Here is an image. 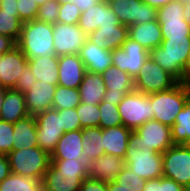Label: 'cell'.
Instances as JSON below:
<instances>
[{
	"mask_svg": "<svg viewBox=\"0 0 190 191\" xmlns=\"http://www.w3.org/2000/svg\"><path fill=\"white\" fill-rule=\"evenodd\" d=\"M42 187V181L10 173L0 183V191H39Z\"/></svg>",
	"mask_w": 190,
	"mask_h": 191,
	"instance_id": "d6a6232c",
	"label": "cell"
},
{
	"mask_svg": "<svg viewBox=\"0 0 190 191\" xmlns=\"http://www.w3.org/2000/svg\"><path fill=\"white\" fill-rule=\"evenodd\" d=\"M79 58L83 61L86 71L102 74L112 65V51L100 48L89 39L80 49Z\"/></svg>",
	"mask_w": 190,
	"mask_h": 191,
	"instance_id": "7402d4cb",
	"label": "cell"
},
{
	"mask_svg": "<svg viewBox=\"0 0 190 191\" xmlns=\"http://www.w3.org/2000/svg\"><path fill=\"white\" fill-rule=\"evenodd\" d=\"M59 4H65L66 2L73 3L75 0H57Z\"/></svg>",
	"mask_w": 190,
	"mask_h": 191,
	"instance_id": "680465c9",
	"label": "cell"
},
{
	"mask_svg": "<svg viewBox=\"0 0 190 191\" xmlns=\"http://www.w3.org/2000/svg\"><path fill=\"white\" fill-rule=\"evenodd\" d=\"M88 39V35L78 24H53V44L56 56L78 54Z\"/></svg>",
	"mask_w": 190,
	"mask_h": 191,
	"instance_id": "5bb4252c",
	"label": "cell"
},
{
	"mask_svg": "<svg viewBox=\"0 0 190 191\" xmlns=\"http://www.w3.org/2000/svg\"><path fill=\"white\" fill-rule=\"evenodd\" d=\"M82 149V129L65 132L52 152L51 159H84Z\"/></svg>",
	"mask_w": 190,
	"mask_h": 191,
	"instance_id": "4316f807",
	"label": "cell"
},
{
	"mask_svg": "<svg viewBox=\"0 0 190 191\" xmlns=\"http://www.w3.org/2000/svg\"><path fill=\"white\" fill-rule=\"evenodd\" d=\"M179 82L150 57L134 79L135 90L144 94L166 91Z\"/></svg>",
	"mask_w": 190,
	"mask_h": 191,
	"instance_id": "9c48e42d",
	"label": "cell"
},
{
	"mask_svg": "<svg viewBox=\"0 0 190 191\" xmlns=\"http://www.w3.org/2000/svg\"><path fill=\"white\" fill-rule=\"evenodd\" d=\"M125 166L123 158L104 154L88 163V178L105 182L114 181Z\"/></svg>",
	"mask_w": 190,
	"mask_h": 191,
	"instance_id": "44dd1931",
	"label": "cell"
},
{
	"mask_svg": "<svg viewBox=\"0 0 190 191\" xmlns=\"http://www.w3.org/2000/svg\"><path fill=\"white\" fill-rule=\"evenodd\" d=\"M28 65L38 81L58 85V56L35 57Z\"/></svg>",
	"mask_w": 190,
	"mask_h": 191,
	"instance_id": "f546056e",
	"label": "cell"
},
{
	"mask_svg": "<svg viewBox=\"0 0 190 191\" xmlns=\"http://www.w3.org/2000/svg\"><path fill=\"white\" fill-rule=\"evenodd\" d=\"M171 137L174 145H182L190 138V98L177 114L175 122L171 126Z\"/></svg>",
	"mask_w": 190,
	"mask_h": 191,
	"instance_id": "1f68e13d",
	"label": "cell"
},
{
	"mask_svg": "<svg viewBox=\"0 0 190 191\" xmlns=\"http://www.w3.org/2000/svg\"><path fill=\"white\" fill-rule=\"evenodd\" d=\"M39 191H45V190L43 189V187H41V188L39 189Z\"/></svg>",
	"mask_w": 190,
	"mask_h": 191,
	"instance_id": "be15d7a7",
	"label": "cell"
},
{
	"mask_svg": "<svg viewBox=\"0 0 190 191\" xmlns=\"http://www.w3.org/2000/svg\"><path fill=\"white\" fill-rule=\"evenodd\" d=\"M23 22L15 14L0 9V34L12 38L16 43L21 37Z\"/></svg>",
	"mask_w": 190,
	"mask_h": 191,
	"instance_id": "e575fe53",
	"label": "cell"
},
{
	"mask_svg": "<svg viewBox=\"0 0 190 191\" xmlns=\"http://www.w3.org/2000/svg\"><path fill=\"white\" fill-rule=\"evenodd\" d=\"M7 156L12 173L40 181L51 163V155L38 146L15 149Z\"/></svg>",
	"mask_w": 190,
	"mask_h": 191,
	"instance_id": "5b68a950",
	"label": "cell"
},
{
	"mask_svg": "<svg viewBox=\"0 0 190 191\" xmlns=\"http://www.w3.org/2000/svg\"><path fill=\"white\" fill-rule=\"evenodd\" d=\"M16 44L28 60L55 55L53 24L37 19L23 22L21 37Z\"/></svg>",
	"mask_w": 190,
	"mask_h": 191,
	"instance_id": "3957f363",
	"label": "cell"
},
{
	"mask_svg": "<svg viewBox=\"0 0 190 191\" xmlns=\"http://www.w3.org/2000/svg\"><path fill=\"white\" fill-rule=\"evenodd\" d=\"M13 123L0 119V153L8 155L13 145Z\"/></svg>",
	"mask_w": 190,
	"mask_h": 191,
	"instance_id": "b9f144b4",
	"label": "cell"
},
{
	"mask_svg": "<svg viewBox=\"0 0 190 191\" xmlns=\"http://www.w3.org/2000/svg\"><path fill=\"white\" fill-rule=\"evenodd\" d=\"M8 89L0 85V111L5 98V93Z\"/></svg>",
	"mask_w": 190,
	"mask_h": 191,
	"instance_id": "11a10c76",
	"label": "cell"
},
{
	"mask_svg": "<svg viewBox=\"0 0 190 191\" xmlns=\"http://www.w3.org/2000/svg\"><path fill=\"white\" fill-rule=\"evenodd\" d=\"M189 50L190 38L163 39L159 47L149 52V57L178 82H187Z\"/></svg>",
	"mask_w": 190,
	"mask_h": 191,
	"instance_id": "7a4b0ae2",
	"label": "cell"
},
{
	"mask_svg": "<svg viewBox=\"0 0 190 191\" xmlns=\"http://www.w3.org/2000/svg\"><path fill=\"white\" fill-rule=\"evenodd\" d=\"M148 58L149 51L129 37L121 47L112 51V65L127 72L133 79Z\"/></svg>",
	"mask_w": 190,
	"mask_h": 191,
	"instance_id": "4fadbf2b",
	"label": "cell"
},
{
	"mask_svg": "<svg viewBox=\"0 0 190 191\" xmlns=\"http://www.w3.org/2000/svg\"><path fill=\"white\" fill-rule=\"evenodd\" d=\"M27 115L24 93L8 89L0 111V119L9 123H15Z\"/></svg>",
	"mask_w": 190,
	"mask_h": 191,
	"instance_id": "f1b7e54d",
	"label": "cell"
},
{
	"mask_svg": "<svg viewBox=\"0 0 190 191\" xmlns=\"http://www.w3.org/2000/svg\"><path fill=\"white\" fill-rule=\"evenodd\" d=\"M128 37L149 52L159 47L163 40L160 23L157 20L128 26Z\"/></svg>",
	"mask_w": 190,
	"mask_h": 191,
	"instance_id": "603a6c76",
	"label": "cell"
},
{
	"mask_svg": "<svg viewBox=\"0 0 190 191\" xmlns=\"http://www.w3.org/2000/svg\"><path fill=\"white\" fill-rule=\"evenodd\" d=\"M163 155V177L174 180L185 189L190 187V150L173 145Z\"/></svg>",
	"mask_w": 190,
	"mask_h": 191,
	"instance_id": "8fae6325",
	"label": "cell"
},
{
	"mask_svg": "<svg viewBox=\"0 0 190 191\" xmlns=\"http://www.w3.org/2000/svg\"><path fill=\"white\" fill-rule=\"evenodd\" d=\"M87 166L84 159H51L42 187L45 191H79L88 178Z\"/></svg>",
	"mask_w": 190,
	"mask_h": 191,
	"instance_id": "6da1fadb",
	"label": "cell"
},
{
	"mask_svg": "<svg viewBox=\"0 0 190 191\" xmlns=\"http://www.w3.org/2000/svg\"><path fill=\"white\" fill-rule=\"evenodd\" d=\"M59 6L60 4L57 0L46 1L44 4L39 6L36 19L49 24L57 23L59 17Z\"/></svg>",
	"mask_w": 190,
	"mask_h": 191,
	"instance_id": "ab89813d",
	"label": "cell"
},
{
	"mask_svg": "<svg viewBox=\"0 0 190 191\" xmlns=\"http://www.w3.org/2000/svg\"><path fill=\"white\" fill-rule=\"evenodd\" d=\"M81 15L80 9L74 4L66 2L59 6V17L57 22L65 24H78Z\"/></svg>",
	"mask_w": 190,
	"mask_h": 191,
	"instance_id": "60d3db41",
	"label": "cell"
},
{
	"mask_svg": "<svg viewBox=\"0 0 190 191\" xmlns=\"http://www.w3.org/2000/svg\"><path fill=\"white\" fill-rule=\"evenodd\" d=\"M183 10L184 3L179 0L158 8L157 21L163 39L190 38V25L184 19Z\"/></svg>",
	"mask_w": 190,
	"mask_h": 191,
	"instance_id": "30bf717a",
	"label": "cell"
},
{
	"mask_svg": "<svg viewBox=\"0 0 190 191\" xmlns=\"http://www.w3.org/2000/svg\"><path fill=\"white\" fill-rule=\"evenodd\" d=\"M82 146L84 160L89 163L105 154L100 127L82 129Z\"/></svg>",
	"mask_w": 190,
	"mask_h": 191,
	"instance_id": "4dcf8cb0",
	"label": "cell"
},
{
	"mask_svg": "<svg viewBox=\"0 0 190 191\" xmlns=\"http://www.w3.org/2000/svg\"><path fill=\"white\" fill-rule=\"evenodd\" d=\"M100 110V125L101 129H106L118 125H123L118 105L111 102H101L99 104Z\"/></svg>",
	"mask_w": 190,
	"mask_h": 191,
	"instance_id": "8d00e7d4",
	"label": "cell"
},
{
	"mask_svg": "<svg viewBox=\"0 0 190 191\" xmlns=\"http://www.w3.org/2000/svg\"><path fill=\"white\" fill-rule=\"evenodd\" d=\"M128 37V26L98 27L88 35V39L100 48L113 51L122 46Z\"/></svg>",
	"mask_w": 190,
	"mask_h": 191,
	"instance_id": "cb8c5ba5",
	"label": "cell"
},
{
	"mask_svg": "<svg viewBox=\"0 0 190 191\" xmlns=\"http://www.w3.org/2000/svg\"><path fill=\"white\" fill-rule=\"evenodd\" d=\"M184 19L190 25V2L184 3Z\"/></svg>",
	"mask_w": 190,
	"mask_h": 191,
	"instance_id": "db71d44e",
	"label": "cell"
},
{
	"mask_svg": "<svg viewBox=\"0 0 190 191\" xmlns=\"http://www.w3.org/2000/svg\"><path fill=\"white\" fill-rule=\"evenodd\" d=\"M106 92L102 102H111L116 105L125 95L135 90L134 79L118 67L111 65L103 73Z\"/></svg>",
	"mask_w": 190,
	"mask_h": 191,
	"instance_id": "2e32d148",
	"label": "cell"
},
{
	"mask_svg": "<svg viewBox=\"0 0 190 191\" xmlns=\"http://www.w3.org/2000/svg\"><path fill=\"white\" fill-rule=\"evenodd\" d=\"M125 164L132 172L144 180L163 177V155L149 151L148 147H127Z\"/></svg>",
	"mask_w": 190,
	"mask_h": 191,
	"instance_id": "ba28073f",
	"label": "cell"
},
{
	"mask_svg": "<svg viewBox=\"0 0 190 191\" xmlns=\"http://www.w3.org/2000/svg\"><path fill=\"white\" fill-rule=\"evenodd\" d=\"M10 162L6 154L0 153V183L10 175Z\"/></svg>",
	"mask_w": 190,
	"mask_h": 191,
	"instance_id": "7dc6e473",
	"label": "cell"
},
{
	"mask_svg": "<svg viewBox=\"0 0 190 191\" xmlns=\"http://www.w3.org/2000/svg\"><path fill=\"white\" fill-rule=\"evenodd\" d=\"M186 149L190 150V138H188L183 144Z\"/></svg>",
	"mask_w": 190,
	"mask_h": 191,
	"instance_id": "6f0895ef",
	"label": "cell"
},
{
	"mask_svg": "<svg viewBox=\"0 0 190 191\" xmlns=\"http://www.w3.org/2000/svg\"><path fill=\"white\" fill-rule=\"evenodd\" d=\"M36 81V77L33 75L30 66L27 64L24 68V73L19 75L18 81L13 89L18 92L25 93Z\"/></svg>",
	"mask_w": 190,
	"mask_h": 191,
	"instance_id": "f6af8a7d",
	"label": "cell"
},
{
	"mask_svg": "<svg viewBox=\"0 0 190 191\" xmlns=\"http://www.w3.org/2000/svg\"><path fill=\"white\" fill-rule=\"evenodd\" d=\"M62 127L65 132L81 130V124L76 112V108L59 110Z\"/></svg>",
	"mask_w": 190,
	"mask_h": 191,
	"instance_id": "7bdbcfd3",
	"label": "cell"
},
{
	"mask_svg": "<svg viewBox=\"0 0 190 191\" xmlns=\"http://www.w3.org/2000/svg\"><path fill=\"white\" fill-rule=\"evenodd\" d=\"M0 9L15 12V14L19 17V12L17 10V0H2Z\"/></svg>",
	"mask_w": 190,
	"mask_h": 191,
	"instance_id": "681fc988",
	"label": "cell"
},
{
	"mask_svg": "<svg viewBox=\"0 0 190 191\" xmlns=\"http://www.w3.org/2000/svg\"><path fill=\"white\" fill-rule=\"evenodd\" d=\"M86 68L78 54L58 57V85L78 89Z\"/></svg>",
	"mask_w": 190,
	"mask_h": 191,
	"instance_id": "ffe728a7",
	"label": "cell"
},
{
	"mask_svg": "<svg viewBox=\"0 0 190 191\" xmlns=\"http://www.w3.org/2000/svg\"><path fill=\"white\" fill-rule=\"evenodd\" d=\"M131 129L118 125L102 129V139L105 154L125 158Z\"/></svg>",
	"mask_w": 190,
	"mask_h": 191,
	"instance_id": "d4e9b609",
	"label": "cell"
},
{
	"mask_svg": "<svg viewBox=\"0 0 190 191\" xmlns=\"http://www.w3.org/2000/svg\"><path fill=\"white\" fill-rule=\"evenodd\" d=\"M78 89L82 103L99 105L106 92L102 74L86 71Z\"/></svg>",
	"mask_w": 190,
	"mask_h": 191,
	"instance_id": "484cf974",
	"label": "cell"
},
{
	"mask_svg": "<svg viewBox=\"0 0 190 191\" xmlns=\"http://www.w3.org/2000/svg\"><path fill=\"white\" fill-rule=\"evenodd\" d=\"M79 191H107V182L86 178Z\"/></svg>",
	"mask_w": 190,
	"mask_h": 191,
	"instance_id": "bcb514c9",
	"label": "cell"
},
{
	"mask_svg": "<svg viewBox=\"0 0 190 191\" xmlns=\"http://www.w3.org/2000/svg\"><path fill=\"white\" fill-rule=\"evenodd\" d=\"M76 112L79 117L82 129L89 127H99L100 125L99 105H89L81 102L76 107Z\"/></svg>",
	"mask_w": 190,
	"mask_h": 191,
	"instance_id": "d590c367",
	"label": "cell"
},
{
	"mask_svg": "<svg viewBox=\"0 0 190 191\" xmlns=\"http://www.w3.org/2000/svg\"><path fill=\"white\" fill-rule=\"evenodd\" d=\"M119 114L123 125L132 131L152 120L154 110L150 103V94L131 91L118 104Z\"/></svg>",
	"mask_w": 190,
	"mask_h": 191,
	"instance_id": "52a82bcc",
	"label": "cell"
},
{
	"mask_svg": "<svg viewBox=\"0 0 190 191\" xmlns=\"http://www.w3.org/2000/svg\"><path fill=\"white\" fill-rule=\"evenodd\" d=\"M27 64L28 59L17 46L0 55V85L13 89Z\"/></svg>",
	"mask_w": 190,
	"mask_h": 191,
	"instance_id": "ac0fdd59",
	"label": "cell"
},
{
	"mask_svg": "<svg viewBox=\"0 0 190 191\" xmlns=\"http://www.w3.org/2000/svg\"><path fill=\"white\" fill-rule=\"evenodd\" d=\"M179 1H182L183 3L190 2V0H179Z\"/></svg>",
	"mask_w": 190,
	"mask_h": 191,
	"instance_id": "6125c7cd",
	"label": "cell"
},
{
	"mask_svg": "<svg viewBox=\"0 0 190 191\" xmlns=\"http://www.w3.org/2000/svg\"><path fill=\"white\" fill-rule=\"evenodd\" d=\"M105 2L109 3V4H112L114 2H117V1H121V0H104ZM124 1V0H123Z\"/></svg>",
	"mask_w": 190,
	"mask_h": 191,
	"instance_id": "94428289",
	"label": "cell"
},
{
	"mask_svg": "<svg viewBox=\"0 0 190 191\" xmlns=\"http://www.w3.org/2000/svg\"><path fill=\"white\" fill-rule=\"evenodd\" d=\"M100 1L101 0H75L73 3L80 9L81 12H84L95 6Z\"/></svg>",
	"mask_w": 190,
	"mask_h": 191,
	"instance_id": "f907efd6",
	"label": "cell"
},
{
	"mask_svg": "<svg viewBox=\"0 0 190 191\" xmlns=\"http://www.w3.org/2000/svg\"><path fill=\"white\" fill-rule=\"evenodd\" d=\"M36 2V4H38V6H41L42 4H44L46 1H49V0H33Z\"/></svg>",
	"mask_w": 190,
	"mask_h": 191,
	"instance_id": "91938a15",
	"label": "cell"
},
{
	"mask_svg": "<svg viewBox=\"0 0 190 191\" xmlns=\"http://www.w3.org/2000/svg\"><path fill=\"white\" fill-rule=\"evenodd\" d=\"M190 98V82H179L173 88L150 94L153 119L171 127L177 114Z\"/></svg>",
	"mask_w": 190,
	"mask_h": 191,
	"instance_id": "277c9868",
	"label": "cell"
},
{
	"mask_svg": "<svg viewBox=\"0 0 190 191\" xmlns=\"http://www.w3.org/2000/svg\"><path fill=\"white\" fill-rule=\"evenodd\" d=\"M13 134L12 150L38 146L35 116L27 115L13 123Z\"/></svg>",
	"mask_w": 190,
	"mask_h": 191,
	"instance_id": "83f0119b",
	"label": "cell"
},
{
	"mask_svg": "<svg viewBox=\"0 0 190 191\" xmlns=\"http://www.w3.org/2000/svg\"><path fill=\"white\" fill-rule=\"evenodd\" d=\"M143 191H186V189L172 179L160 177L146 180Z\"/></svg>",
	"mask_w": 190,
	"mask_h": 191,
	"instance_id": "f35d334b",
	"label": "cell"
},
{
	"mask_svg": "<svg viewBox=\"0 0 190 191\" xmlns=\"http://www.w3.org/2000/svg\"><path fill=\"white\" fill-rule=\"evenodd\" d=\"M120 24L118 17L111 9L109 3L101 0L92 8L81 12L79 27L89 35L98 27H116Z\"/></svg>",
	"mask_w": 190,
	"mask_h": 191,
	"instance_id": "e0dca14e",
	"label": "cell"
},
{
	"mask_svg": "<svg viewBox=\"0 0 190 191\" xmlns=\"http://www.w3.org/2000/svg\"><path fill=\"white\" fill-rule=\"evenodd\" d=\"M38 147L50 155L65 133L59 110L48 109L35 116Z\"/></svg>",
	"mask_w": 190,
	"mask_h": 191,
	"instance_id": "7c38bea8",
	"label": "cell"
},
{
	"mask_svg": "<svg viewBox=\"0 0 190 191\" xmlns=\"http://www.w3.org/2000/svg\"><path fill=\"white\" fill-rule=\"evenodd\" d=\"M107 191H127L119 188V185L115 181L107 182Z\"/></svg>",
	"mask_w": 190,
	"mask_h": 191,
	"instance_id": "f5cc1de1",
	"label": "cell"
},
{
	"mask_svg": "<svg viewBox=\"0 0 190 191\" xmlns=\"http://www.w3.org/2000/svg\"><path fill=\"white\" fill-rule=\"evenodd\" d=\"M173 145L171 127L152 119L131 131L127 146L133 149L148 147L149 151L164 153Z\"/></svg>",
	"mask_w": 190,
	"mask_h": 191,
	"instance_id": "8992f818",
	"label": "cell"
},
{
	"mask_svg": "<svg viewBox=\"0 0 190 191\" xmlns=\"http://www.w3.org/2000/svg\"><path fill=\"white\" fill-rule=\"evenodd\" d=\"M109 5L119 22L126 26L157 20L158 9L141 0H121Z\"/></svg>",
	"mask_w": 190,
	"mask_h": 191,
	"instance_id": "9a60e30c",
	"label": "cell"
},
{
	"mask_svg": "<svg viewBox=\"0 0 190 191\" xmlns=\"http://www.w3.org/2000/svg\"><path fill=\"white\" fill-rule=\"evenodd\" d=\"M39 6L33 0H17V10L19 19L22 22L32 21L36 19Z\"/></svg>",
	"mask_w": 190,
	"mask_h": 191,
	"instance_id": "ee69618b",
	"label": "cell"
},
{
	"mask_svg": "<svg viewBox=\"0 0 190 191\" xmlns=\"http://www.w3.org/2000/svg\"><path fill=\"white\" fill-rule=\"evenodd\" d=\"M187 82H190V50L187 61Z\"/></svg>",
	"mask_w": 190,
	"mask_h": 191,
	"instance_id": "9f6ffc18",
	"label": "cell"
},
{
	"mask_svg": "<svg viewBox=\"0 0 190 191\" xmlns=\"http://www.w3.org/2000/svg\"><path fill=\"white\" fill-rule=\"evenodd\" d=\"M57 85L36 81L24 93L28 115L36 116L48 109H52V102Z\"/></svg>",
	"mask_w": 190,
	"mask_h": 191,
	"instance_id": "d6986e66",
	"label": "cell"
},
{
	"mask_svg": "<svg viewBox=\"0 0 190 191\" xmlns=\"http://www.w3.org/2000/svg\"><path fill=\"white\" fill-rule=\"evenodd\" d=\"M80 103L79 89L57 85L52 102V109L65 110L76 108Z\"/></svg>",
	"mask_w": 190,
	"mask_h": 191,
	"instance_id": "836d02e7",
	"label": "cell"
},
{
	"mask_svg": "<svg viewBox=\"0 0 190 191\" xmlns=\"http://www.w3.org/2000/svg\"><path fill=\"white\" fill-rule=\"evenodd\" d=\"M16 46L17 44L12 38L0 34V55L11 51Z\"/></svg>",
	"mask_w": 190,
	"mask_h": 191,
	"instance_id": "c3c4849f",
	"label": "cell"
},
{
	"mask_svg": "<svg viewBox=\"0 0 190 191\" xmlns=\"http://www.w3.org/2000/svg\"><path fill=\"white\" fill-rule=\"evenodd\" d=\"M141 1L143 3L148 4L151 7H155L158 9L174 0H141Z\"/></svg>",
	"mask_w": 190,
	"mask_h": 191,
	"instance_id": "816d5d0a",
	"label": "cell"
},
{
	"mask_svg": "<svg viewBox=\"0 0 190 191\" xmlns=\"http://www.w3.org/2000/svg\"><path fill=\"white\" fill-rule=\"evenodd\" d=\"M114 181L119 185V188L127 191H143L146 182L127 166L116 176Z\"/></svg>",
	"mask_w": 190,
	"mask_h": 191,
	"instance_id": "74e56055",
	"label": "cell"
}]
</instances>
